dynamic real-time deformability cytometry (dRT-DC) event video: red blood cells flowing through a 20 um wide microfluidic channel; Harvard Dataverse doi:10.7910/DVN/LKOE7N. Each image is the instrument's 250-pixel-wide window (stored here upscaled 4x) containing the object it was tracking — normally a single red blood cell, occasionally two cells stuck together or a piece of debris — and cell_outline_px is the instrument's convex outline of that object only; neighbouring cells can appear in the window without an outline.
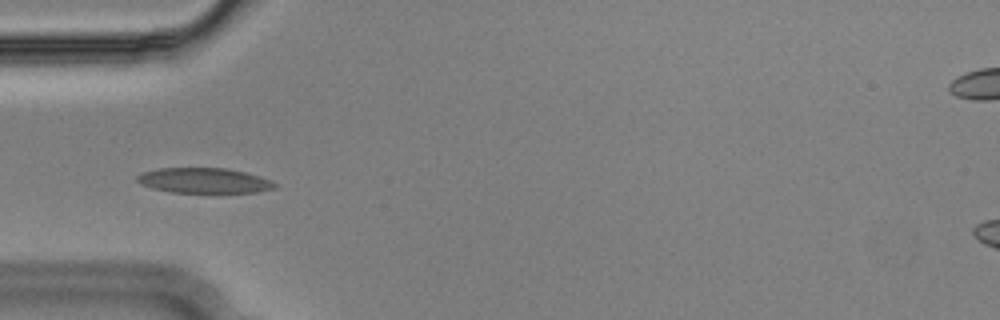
{"species": "Egyptian fruit bat (a non-hibernating species)", "species_latin": "Rousettus aegyptiacus", "temperature_condition": "cold", "stored_images_in_passage": 42, "camera_frame_rate_fps": 3000, "um_per_image_px": 0.085, "animal": {"sex": "male"}, "frame": {"image": 1, "passage_image": 4, "time_ms": 1.0, "image_size_px": [1000, 320], "cell_outline_px": [[276, 188], [256, 192], [172, 192], [152, 188], [140, 184], [136, 180], [136, 176], [144, 172], [160, 168], [228, 168], [260, 176], [272, 180], [276, 184]], "centroid_in_image_um": [17.35, 15.34], "position_along_channel_um": 67.6, "area_um2": 20.11}}
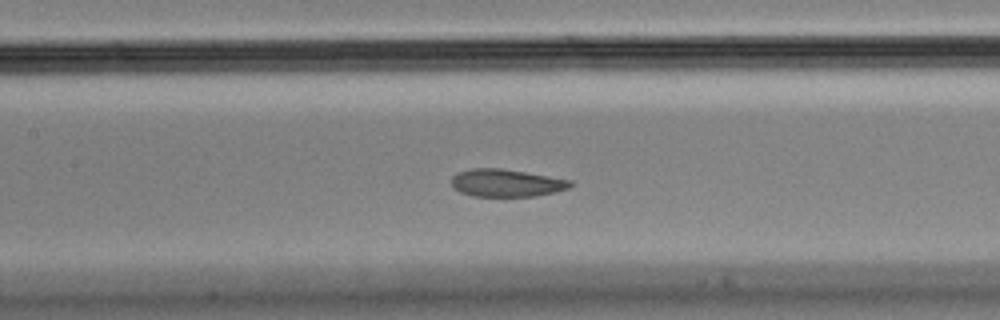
{"frame": {"image": 2, "passage_image": 12, "time_ms": 3.667, "image_size_px": [1000, 320], "cell_outline_px": [[572, 184], [568, 188], [536, 196], [472, 196], [460, 192], [452, 188], [452, 176], [456, 172], [472, 168], [500, 168], [572, 180]], "centroid_in_image_um": [42.98, 15.55], "position_along_channel_um": 164.4, "area_um2": 19.02}}
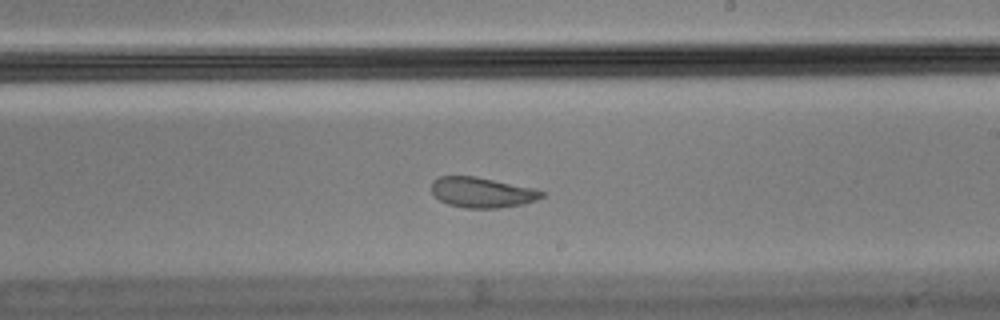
{"frame": {"image": 3, "passage_image": 19, "time_ms": 6.0, "image_size_px": [1000, 320], "cell_outline_px": [[544, 196], [536, 200], [524, 204], [500, 208], [464, 208], [448, 204], [440, 200], [432, 192], [432, 180], [440, 176], [472, 176], [536, 188], [544, 192]], "centroid_in_image_um": [40.99, 16.36], "position_along_channel_um": 248.0, "area_um2": 19.48}, "authors_computed_cell_mechanics": {"area_um2": 21.2993, "velocity_mm_per_s": 3.6003, "shape_relaxation_time_tau1_ms": null, "shape_relaxation_time_tau2_ms": 1.6407, "deformation_change_tau1": null, "deformation_change_tau2": 0.0578}}